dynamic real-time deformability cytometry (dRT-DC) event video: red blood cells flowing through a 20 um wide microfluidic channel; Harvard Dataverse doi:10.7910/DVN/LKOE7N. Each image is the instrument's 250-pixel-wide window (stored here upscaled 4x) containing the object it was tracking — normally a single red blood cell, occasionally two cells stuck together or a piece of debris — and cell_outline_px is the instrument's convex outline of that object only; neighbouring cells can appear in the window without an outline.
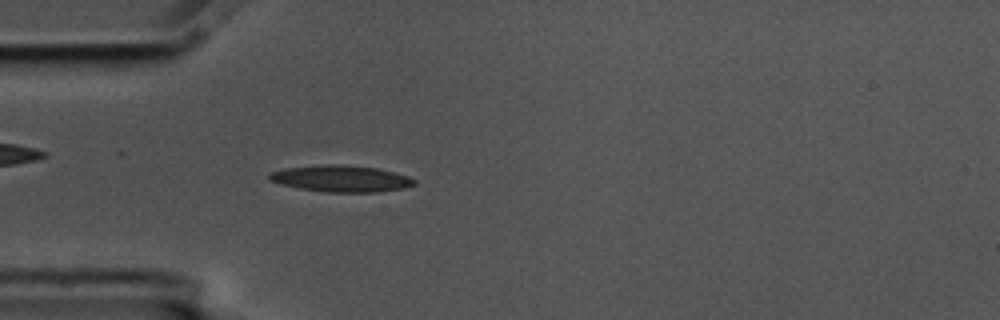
{"species": "common noctule bat (a hibernating species)", "species_latin": "Nyctalus noctula", "temperature_condition": "cold", "stored_images_in_passage": 41, "camera_frame_rate_fps": 3000, "um_per_image_px": 0.085, "animal": {"sex": "male", "body_mass_g": 17.5, "forearm_length_mm": 52.3}, "frame": {"image": 1, "passage_image": 1, "time_ms": 0.0, "image_size_px": [1000, 320], "cell_outline_px": [[416, 184], [404, 188], [376, 192], [328, 192], [300, 188], [280, 184], [268, 180], [268, 172], [284, 168], [324, 164], [340, 164], [376, 168], [396, 172], [408, 176], [416, 180]], "centroid_in_image_um": [28.97, 15.17], "position_along_channel_um": 56.0, "area_um2": 22.54}}
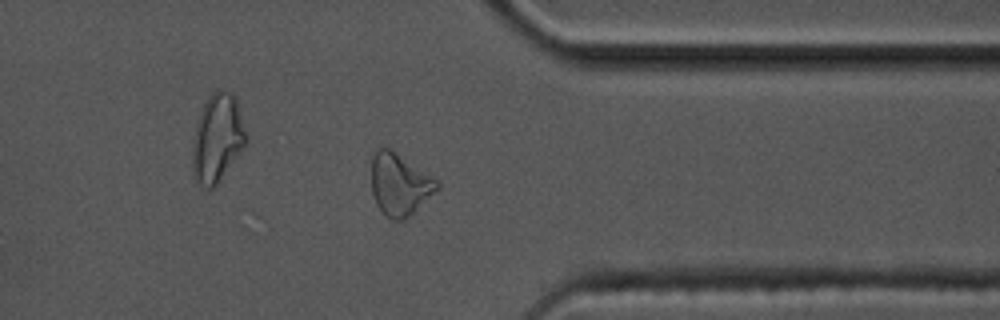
{"frame": {"image": 2, "passage_image": 29, "time_ms": 9.333, "image_size_px": [1000, 320], "cell_outline_px": [[440, 188], [404, 220], [392, 220], [376, 204], [372, 192], [372, 156], [376, 148], [388, 148], [436, 180], [440, 184]], "centroid_in_image_um": [33.94, 15.69], "position_along_channel_um": 377.5, "area_um2": 23.0}}
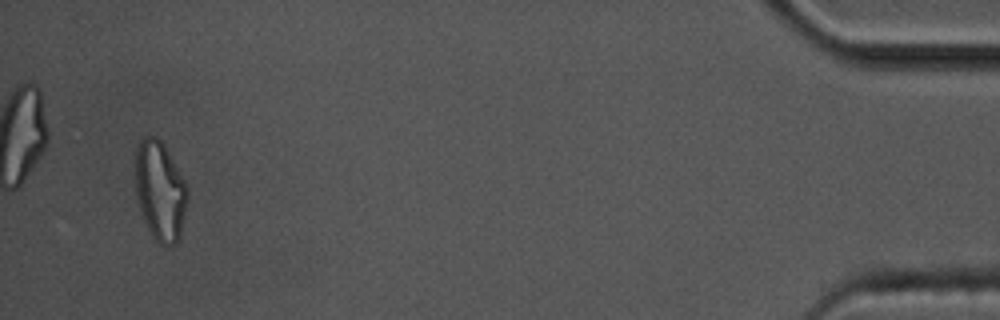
{"frame": {"image": 3, "passage_image": 39, "time_ms": 12.667, "image_size_px": [1000, 320], "cell_outline_px": [[188, 200], [180, 236], [176, 244], [160, 244], [152, 236], [144, 220], [136, 196], [136, 148], [140, 140], [144, 136], [156, 136], [164, 144], [184, 180], [188, 188]], "centroid_in_image_um": [13.62, 16.21], "position_along_channel_um": 421.6, "area_um2": 30.06}, "authors_computed_cell_mechanics": {"area_um2": 21.4438, "velocity_mm_per_s": 3.5599, "shape_relaxation_time_tau1_ms": null, "shape_relaxation_time_tau2_ms": 4.6297, "deformation_change_tau1": null, "deformation_change_tau2": 0.1406}}